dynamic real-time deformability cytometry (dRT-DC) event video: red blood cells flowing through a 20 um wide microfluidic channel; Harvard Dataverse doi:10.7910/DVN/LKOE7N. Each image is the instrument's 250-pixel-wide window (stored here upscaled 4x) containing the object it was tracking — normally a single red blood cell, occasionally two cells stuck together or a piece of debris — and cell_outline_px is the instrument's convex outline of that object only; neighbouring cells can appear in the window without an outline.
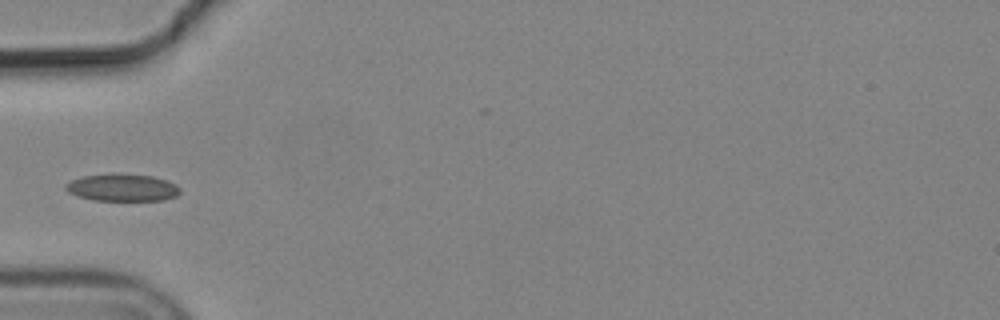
{"species": "common noctule bat (a hibernating species)", "species_latin": "Nyctalus noctula", "temperature_condition": "cold", "stored_images_in_passage": 7, "camera_frame_rate_fps": 3000, "um_per_image_px": 0.085, "animal": {"sex": "male", "body_mass_g": 19.2, "forearm_length_mm": 51.8}, "frame": {"image": 1, "passage_image": 6, "time_ms": 1.667, "image_size_px": [1000, 320], "cell_outline_px": [[180, 192], [176, 196], [164, 200], [92, 200], [68, 192], [64, 188], [64, 184], [80, 176], [112, 172], [120, 172], [152, 176], [176, 184], [180, 188]], "centroid_in_image_um": [10.37, 15.91], "position_along_channel_um": 74.6, "area_um2": 18.5}}
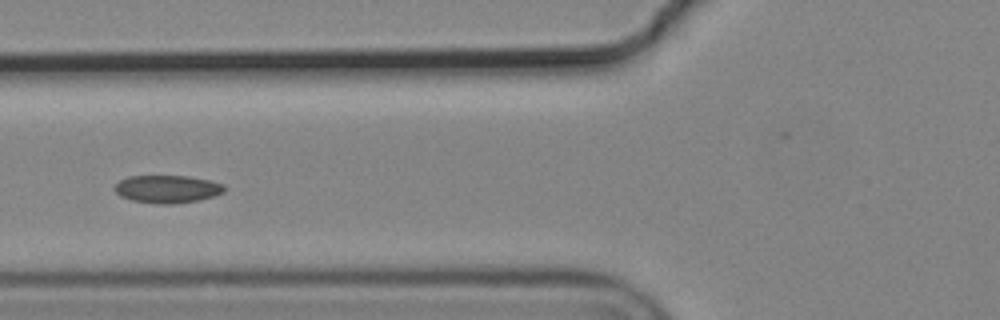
{"frame": {"image": 2, "passage_image": 7, "time_ms": 2.0, "image_size_px": [1000, 320], "cell_outline_px": [[224, 192], [212, 196], [196, 200], [172, 204], [160, 204], [132, 200], [120, 196], [116, 192], [116, 184], [120, 180], [128, 176], [188, 176], [208, 180], [224, 184]], "centroid_in_image_um": [14.21, 16.06], "position_along_channel_um": 111.6, "area_um2": 17.46}}